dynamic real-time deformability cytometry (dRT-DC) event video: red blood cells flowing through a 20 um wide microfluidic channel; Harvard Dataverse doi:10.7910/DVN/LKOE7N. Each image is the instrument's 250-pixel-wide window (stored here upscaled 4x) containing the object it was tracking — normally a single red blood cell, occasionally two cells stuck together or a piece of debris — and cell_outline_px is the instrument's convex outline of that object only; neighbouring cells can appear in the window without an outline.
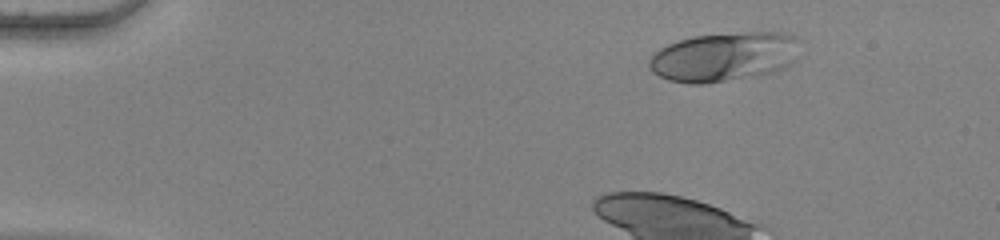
{"species": "human", "species_latin": "Homo sapiens", "temperature_condition": "warm", "stored_images_in_passage": 23, "camera_frame_rate_fps": 3000, "um_per_image_px": 0.085, "donor": {"sex": "female"}, "frame": {"image": 1, "passage_image": 7, "time_ms": 2.0, "image_size_px": [1000, 240], "cell_outline_px": [[800, 40], [796, 60], [784, 68], [772, 72], [756, 76], [704, 84], [688, 84], [668, 80], [652, 72], [648, 68], [648, 60], [652, 52], [668, 44], [692, 36], [748, 32], [780, 32], [796, 36]], "centroid_in_image_um": [61.54, 4.83], "position_along_channel_um": 23.5, "area_um2": 43.75}}